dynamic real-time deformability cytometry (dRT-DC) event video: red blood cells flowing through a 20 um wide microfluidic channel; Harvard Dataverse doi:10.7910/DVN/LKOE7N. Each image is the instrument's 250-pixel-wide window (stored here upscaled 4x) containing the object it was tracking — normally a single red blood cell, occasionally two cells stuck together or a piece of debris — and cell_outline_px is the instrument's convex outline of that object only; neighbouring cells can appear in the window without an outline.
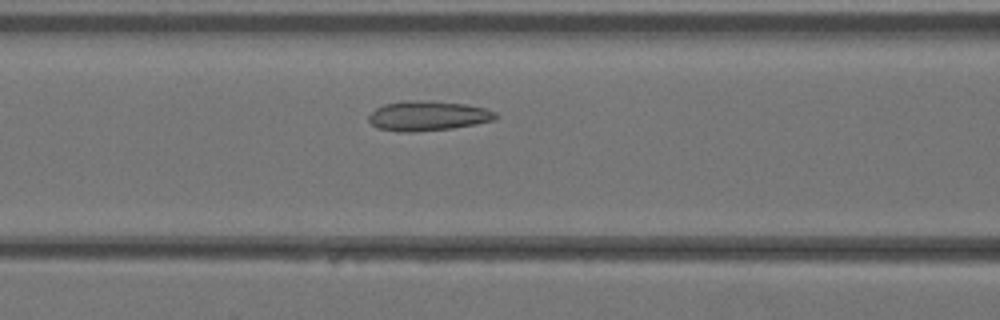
{"species": "Egyptian fruit bat (a non-hibernating species)", "species_latin": "Rousettus aegyptiacus", "temperature_condition": "warm", "stored_images_in_passage": 34, "camera_frame_rate_fps": 3000, "um_per_image_px": 0.085, "animal": {"sex": "female"}, "frame": {"image": 1, "passage_image": 11, "time_ms": 3.333, "image_size_px": [1000, 320], "cell_outline_px": [[500, 116], [496, 120], [476, 124], [452, 128], [412, 132], [400, 132], [376, 128], [368, 120], [368, 116], [376, 108], [384, 104], [404, 100], [432, 100], [468, 104], [484, 108], [496, 112]], "centroid_in_image_um": [36.39, 9.83], "position_along_channel_um": 130.2, "area_um2": 22.43}}
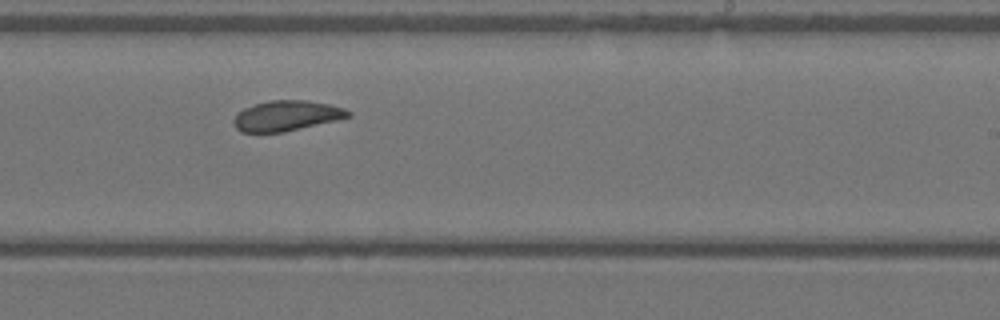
{"frame": {"image": 2, "passage_image": 19, "time_ms": 6.0, "image_size_px": [1000, 320], "cell_outline_px": [[352, 116], [336, 120], [284, 132], [240, 132], [232, 124], [232, 120], [244, 108], [256, 104], [272, 100], [308, 100], [328, 104], [344, 108], [352, 112]], "centroid_in_image_um": [24.36, 9.84], "position_along_channel_um": 264.6, "area_um2": 20.11}}
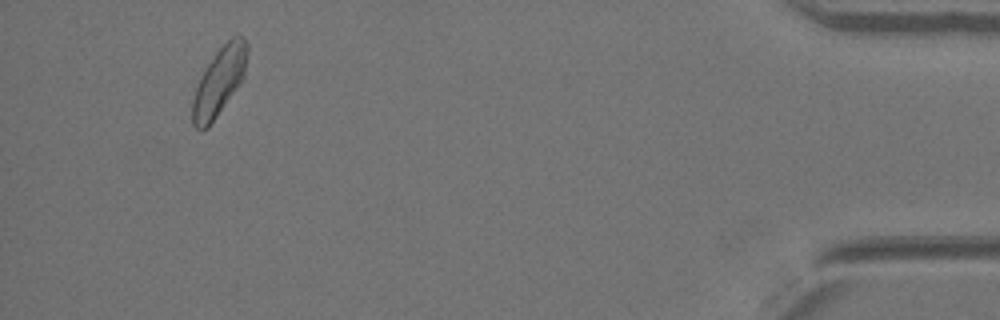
{"frame": {"image": 3, "passage_image": 32, "time_ms": 10.333, "image_size_px": [1000, 320], "cell_outline_px": [[248, 48], [244, 76], [240, 84], [208, 128], [200, 132], [192, 124], [192, 100], [196, 88], [208, 64], [216, 52], [232, 36], [244, 36], [248, 44]], "centroid_in_image_um": [18.64, 6.95], "position_along_channel_um": 416.6, "area_um2": 21.5}}